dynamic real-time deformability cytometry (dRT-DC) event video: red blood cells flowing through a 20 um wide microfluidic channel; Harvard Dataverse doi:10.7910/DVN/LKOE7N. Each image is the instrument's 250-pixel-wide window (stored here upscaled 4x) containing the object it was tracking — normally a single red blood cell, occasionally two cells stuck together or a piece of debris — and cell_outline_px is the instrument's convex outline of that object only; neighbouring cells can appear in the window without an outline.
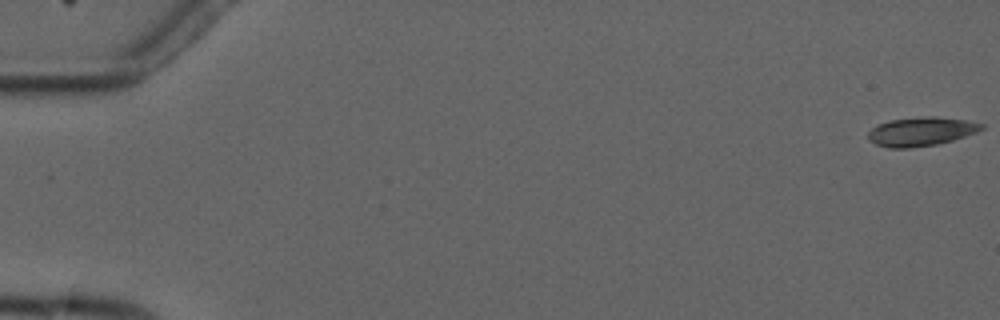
{"species": "common noctule bat (a hibernating species)", "species_latin": "Nyctalus noctula", "temperature_condition": "cold", "stored_images_in_passage": 4, "camera_frame_rate_fps": 3000, "um_per_image_px": 0.085, "animal": {"sex": "male", "forearm_length_mm": 52.5}, "frame": {"image": 1, "passage_image": 1, "time_ms": 0.0, "image_size_px": [1000, 320], "cell_outline_px": [[984, 128], [976, 132], [952, 140], [936, 144], [908, 148], [888, 148], [876, 144], [860, 136], [872, 128], [880, 124], [892, 120], [924, 116], [936, 116], [968, 120], [984, 124]], "centroid_in_image_um": [78.23, 11.18], "position_along_channel_um": 6.8, "area_um2": 19.25}}
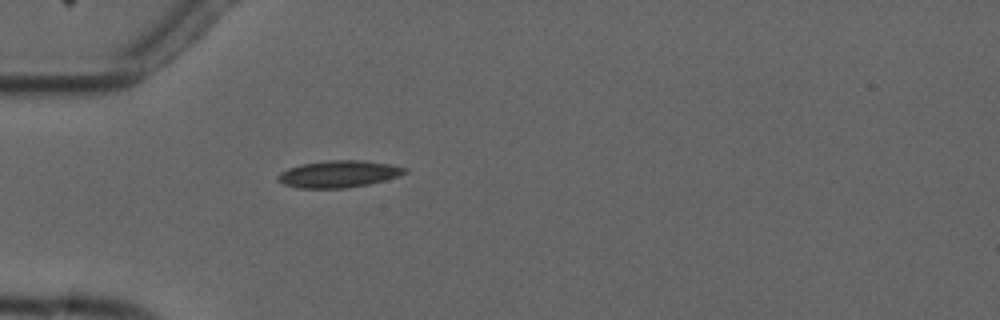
{"frame": {"image": 2, "passage_image": 4, "time_ms": 5.333, "image_size_px": [1000, 320], "cell_outline_px": [[408, 172], [400, 176], [368, 184], [344, 188], [300, 188], [284, 184], [276, 180], [276, 176], [280, 172], [288, 168], [300, 164], [324, 160], [364, 160], [388, 164], [408, 168]], "centroid_in_image_um": [28.77, 14.78], "position_along_channel_um": 56.2, "area_um2": 20.06}}